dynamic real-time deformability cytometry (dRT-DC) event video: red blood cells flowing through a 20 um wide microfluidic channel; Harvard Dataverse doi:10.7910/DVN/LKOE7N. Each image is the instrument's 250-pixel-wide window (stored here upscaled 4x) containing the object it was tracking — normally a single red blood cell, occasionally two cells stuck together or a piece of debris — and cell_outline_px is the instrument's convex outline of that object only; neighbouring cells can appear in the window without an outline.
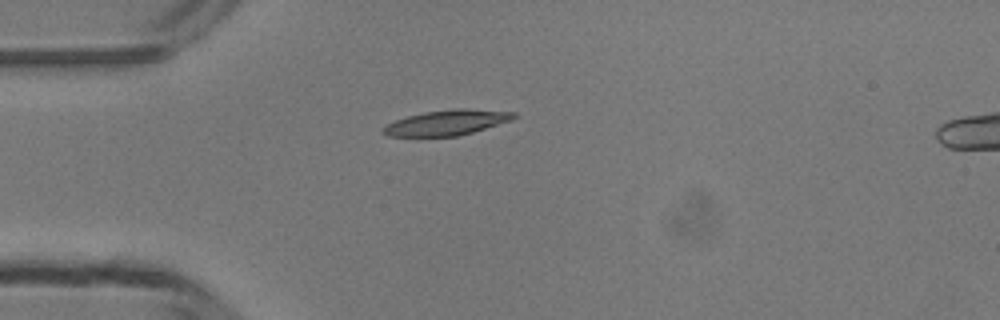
{"species": "common noctule bat (a hibernating species)", "species_latin": "Nyctalus noctula", "temperature_condition": "room temperature", "stored_images_in_passage": 23, "camera_frame_rate_fps": 3000, "um_per_image_px": 0.085, "animal": {"sex": "male", "body_mass_g": 13.3}, "frame": {"image": 1, "passage_image": 1, "time_ms": 0.0, "image_size_px": [1000, 320], "cell_outline_px": [[516, 116], [512, 120], [472, 132], [456, 136], [388, 136], [380, 132], [380, 128], [396, 120], [408, 116], [424, 112], [456, 108], [468, 108], [516, 112]], "centroid_in_image_um": [37.97, 10.41], "position_along_channel_um": 47.0, "area_um2": 19.19}}
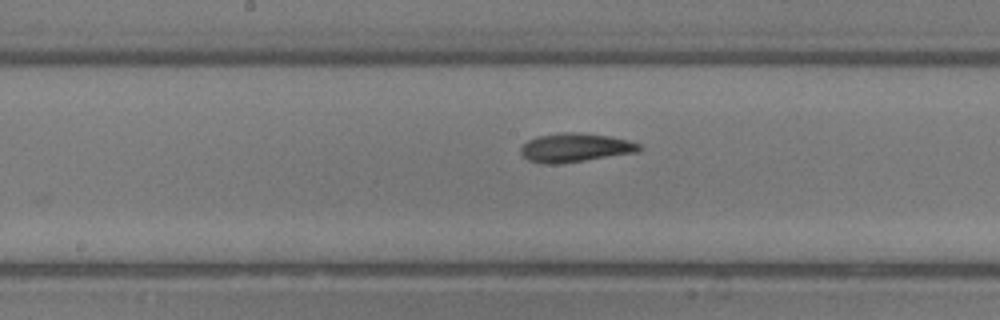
{"frame": {"image": 2, "passage_image": 13, "time_ms": 4.0, "image_size_px": [1000, 320], "cell_outline_px": [[644, 148], [640, 152], [556, 164], [544, 164], [528, 160], [520, 152], [520, 148], [528, 140], [536, 136], [560, 132], [572, 132], [608, 136], [628, 140], [640, 144]], "centroid_in_image_um": [48.9, 12.55], "position_along_channel_um": 199.3, "area_um2": 19.88}}
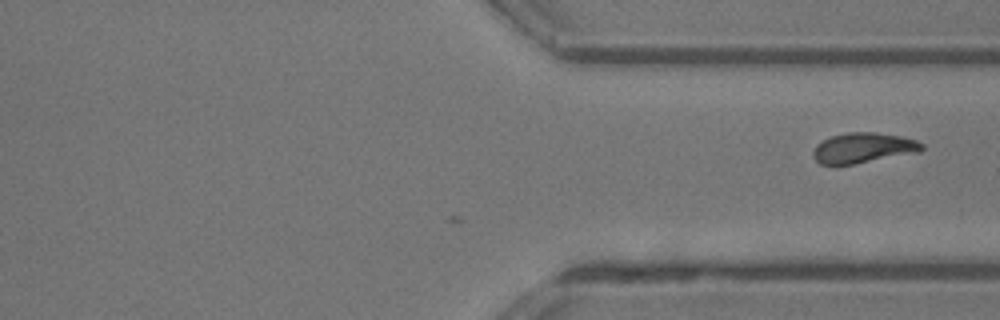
{"frame": {"image": 3, "passage_image": 23, "time_ms": 7.333, "image_size_px": [1000, 320], "cell_outline_px": [[924, 148], [920, 152], [856, 164], [820, 164], [812, 156], [812, 152], [816, 144], [832, 136], [848, 132], [876, 132], [900, 136], [916, 140], [924, 144]], "centroid_in_image_um": [73.39, 12.57], "position_along_channel_um": 338.0, "area_um2": 19.25}}